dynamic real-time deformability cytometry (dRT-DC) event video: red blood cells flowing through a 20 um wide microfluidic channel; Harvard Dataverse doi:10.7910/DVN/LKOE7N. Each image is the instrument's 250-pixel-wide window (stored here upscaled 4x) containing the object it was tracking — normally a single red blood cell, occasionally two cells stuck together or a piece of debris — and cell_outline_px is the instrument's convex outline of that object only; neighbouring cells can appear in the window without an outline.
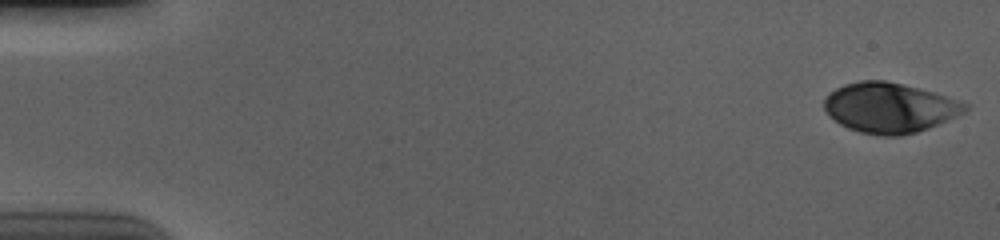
{"species": "human", "species_latin": "Homo sapiens", "temperature_condition": "cold", "stored_images_in_passage": 56, "camera_frame_rate_fps": 3000, "um_per_image_px": 0.085, "donor": {"sex": "male"}, "frame": {"image": 1, "passage_image": 1, "time_ms": 0.0, "image_size_px": [1000, 240], "cell_outline_px": [[968, 108], [964, 112], [956, 116], [928, 128], [916, 132], [900, 136], [880, 136], [860, 132], [848, 128], [840, 124], [828, 116], [824, 108], [824, 96], [828, 92], [844, 84], [860, 80], [884, 80], [904, 84], [960, 100], [968, 104]], "centroid_in_image_um": [75.57, 9.15], "position_along_channel_um": 9.4, "area_um2": 41.21}}
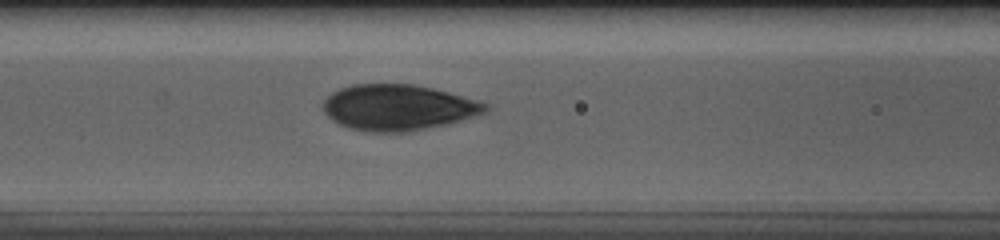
{"frame": {"image": 2, "passage_image": 24, "time_ms": 7.667, "image_size_px": [1000, 240], "cell_outline_px": [[488, 108], [484, 112], [460, 120], [444, 124], [404, 132], [368, 132], [348, 128], [332, 120], [324, 112], [320, 104], [332, 92], [340, 88], [352, 84], [412, 84], [432, 88], [448, 92], [476, 100], [488, 104]], "centroid_in_image_um": [33.75, 9.13], "position_along_channel_um": 132.8, "area_um2": 43.0}}
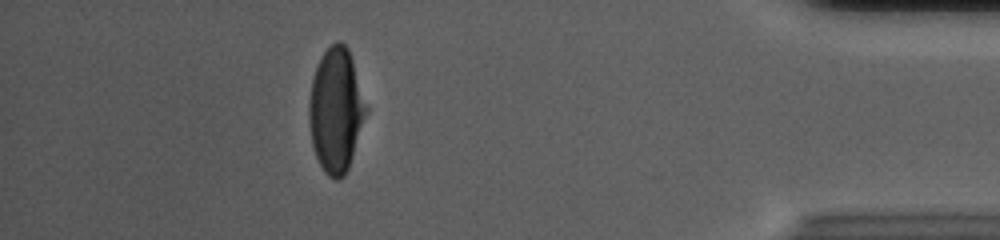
{"frame": {"image": 3, "passage_image": 50, "time_ms": 16.333, "image_size_px": [1000, 240], "cell_outline_px": [[368, 112], [348, 168], [344, 176], [336, 180], [328, 176], [324, 172], [316, 156], [312, 144], [308, 120], [308, 100], [312, 76], [324, 52], [336, 40], [340, 40], [348, 48], [368, 108]], "centroid_in_image_um": [28.55, 9.37], "position_along_channel_um": 406.7, "area_um2": 41.38}, "authors_computed_cell_mechanics": {"area_um2": 43.0032, "velocity_mm_per_s": 3.693, "shape_relaxation_time_tau1_ms": 3.3167, "shape_relaxation_time_tau2_ms": null, "deformation_change_tau1": 0.1777, "deformation_change_tau2": null}}